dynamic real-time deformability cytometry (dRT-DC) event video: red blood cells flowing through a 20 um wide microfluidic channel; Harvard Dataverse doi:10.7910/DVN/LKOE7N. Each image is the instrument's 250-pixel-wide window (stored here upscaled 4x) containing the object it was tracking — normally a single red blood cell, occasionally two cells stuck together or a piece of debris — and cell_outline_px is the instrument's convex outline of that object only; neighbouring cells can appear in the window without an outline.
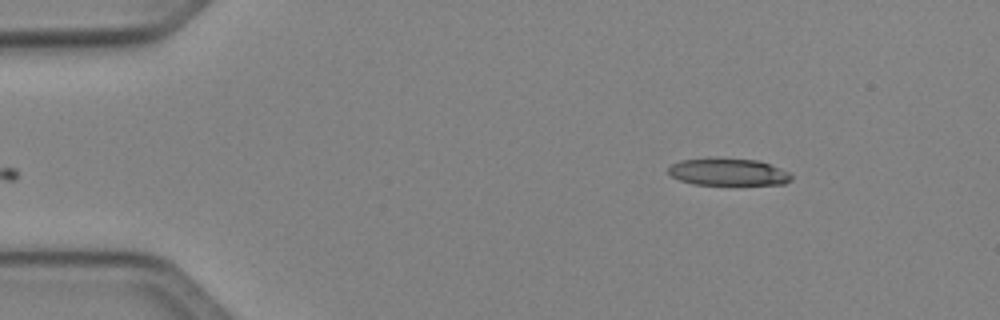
{"species": "Egyptian fruit bat (a non-hibernating species)", "species_latin": "Rousettus aegyptiacus", "temperature_condition": "cold", "stored_images_in_passage": 44, "camera_frame_rate_fps": 3000, "um_per_image_px": 0.085, "animal": {"sex": "female"}, "frame": {"image": 1, "passage_image": 1, "time_ms": 0.0, "image_size_px": [1000, 320], "cell_outline_px": [[792, 180], [784, 184], [692, 184], [680, 180], [672, 176], [668, 172], [668, 168], [672, 164], [680, 160], [708, 156], [716, 156], [760, 160], [780, 168], [788, 172], [792, 176]], "centroid_in_image_um": [61.87, 14.57], "position_along_channel_um": 23.1, "area_um2": 20.0}}
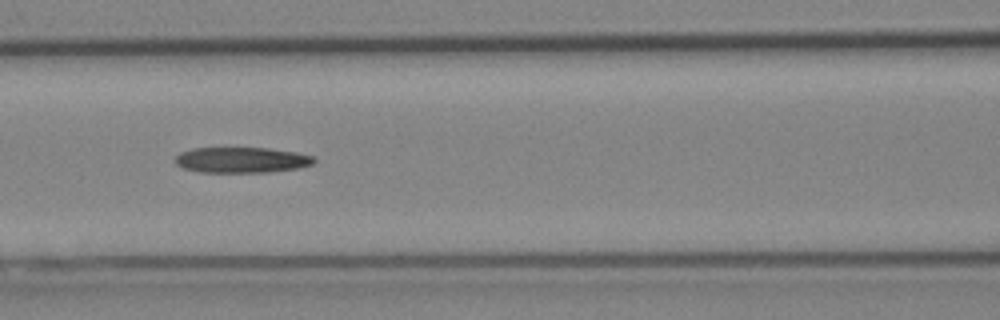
{"frame": {"image": 2, "passage_image": 16, "time_ms": 5.0, "image_size_px": [1000, 320], "cell_outline_px": [[316, 160], [312, 164], [296, 168], [268, 172], [200, 172], [184, 168], [176, 164], [176, 156], [180, 152], [192, 148], [268, 148], [296, 152], [312, 156]], "centroid_in_image_um": [20.52, 13.59], "position_along_channel_um": 146.1, "area_um2": 20.58}}
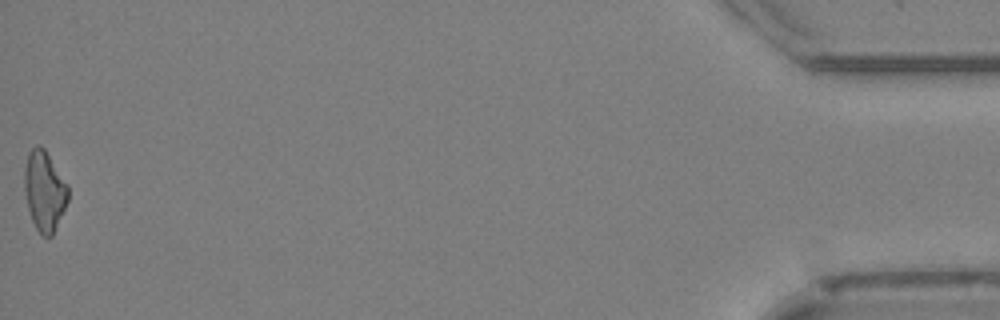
{"frame": {"image": 3, "passage_image": 44, "time_ms": 14.333, "image_size_px": [1000, 320], "cell_outline_px": [[68, 200], [52, 236], [44, 236], [36, 228], [32, 220], [28, 208], [24, 192], [24, 168], [28, 152], [36, 144], [40, 144], [44, 148], [68, 184]], "centroid_in_image_um": [3.76, 16.19], "position_along_channel_um": 431.4, "area_um2": 20.35}}